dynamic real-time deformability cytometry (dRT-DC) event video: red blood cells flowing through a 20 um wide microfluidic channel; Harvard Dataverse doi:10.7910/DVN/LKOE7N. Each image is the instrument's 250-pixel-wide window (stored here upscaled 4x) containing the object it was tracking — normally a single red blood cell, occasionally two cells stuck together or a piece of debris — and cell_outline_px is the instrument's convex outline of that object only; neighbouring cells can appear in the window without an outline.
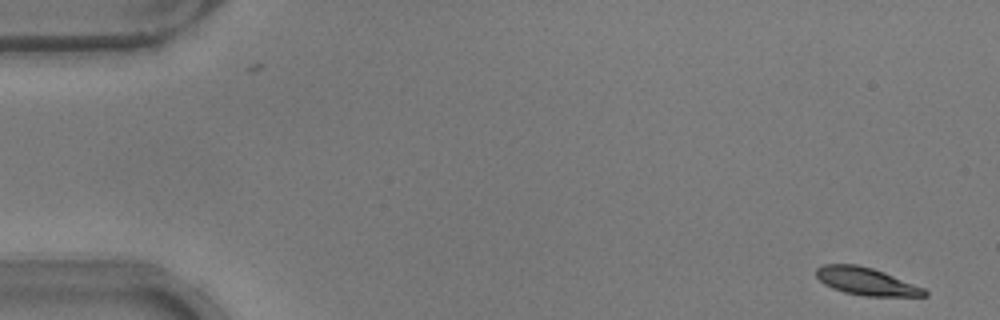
{"species": "common noctule bat (a hibernating species)", "species_latin": "Nyctalus noctula", "temperature_condition": "warm", "stored_images_in_passage": 52, "camera_frame_rate_fps": 3000, "um_per_image_px": 0.085, "animal": {"sex": "male", "body_mass_g": 17.9}, "frame": {"image": 1, "passage_image": 1, "time_ms": 0.0, "image_size_px": [1000, 320], "cell_outline_px": [[928, 296], [864, 296], [844, 292], [832, 288], [824, 284], [816, 276], [816, 268], [824, 264], [856, 264], [872, 268], [884, 272], [924, 288], [928, 292]], "centroid_in_image_um": [73.62, 23.91], "position_along_channel_um": 11.4, "area_um2": 17.34}}
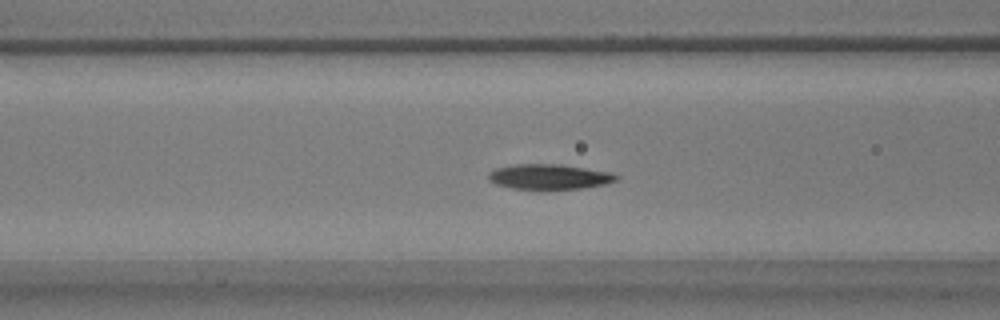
{"frame": {"image": 2, "passage_image": 20, "time_ms": 6.333, "image_size_px": [1000, 320], "cell_outline_px": [[620, 176], [616, 180], [604, 184], [584, 188], [512, 188], [496, 184], [488, 180], [488, 172], [496, 168], [516, 164], [560, 164], [612, 172]], "centroid_in_image_um": [46.69, 15.0], "position_along_channel_um": 119.9, "area_um2": 18.5}}
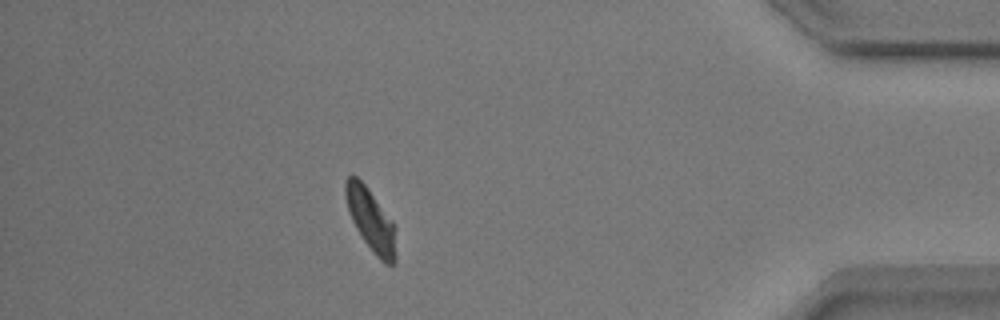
{"frame": {"image": 3, "passage_image": 46, "time_ms": 15.0, "image_size_px": [1000, 320], "cell_outline_px": [[396, 260], [392, 264], [384, 264], [376, 256], [364, 240], [356, 228], [348, 212], [344, 196], [344, 184], [348, 176], [352, 172], [368, 188], [396, 224]], "centroid_in_image_um": [31.53, 18.68], "position_along_channel_um": 403.7, "area_um2": 18.79}, "authors_computed_cell_mechanics": {"area_um2": 18.496, "velocity_mm_per_s": 3.7738, "shape_relaxation_time_tau1_ms": 2.8123, "shape_relaxation_time_tau2_ms": 5.5215, "deformation_change_tau1": 0.1187, "deformation_change_tau2": 0.0981}}